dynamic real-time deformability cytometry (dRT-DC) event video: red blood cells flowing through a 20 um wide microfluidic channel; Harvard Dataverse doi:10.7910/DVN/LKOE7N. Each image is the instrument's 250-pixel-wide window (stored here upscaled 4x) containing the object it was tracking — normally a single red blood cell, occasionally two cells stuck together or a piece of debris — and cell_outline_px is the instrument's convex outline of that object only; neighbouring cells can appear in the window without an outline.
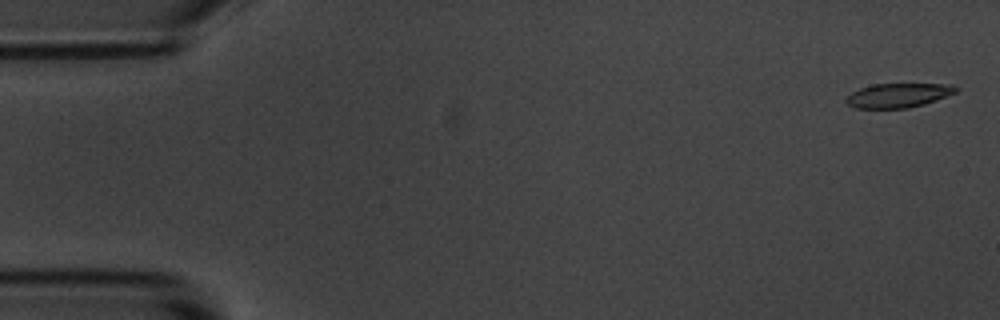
{"species": "common noctule bat (a hibernating species)", "species_latin": "Nyctalus noctula", "temperature_condition": "room temperature", "stored_images_in_passage": 5, "camera_frame_rate_fps": 3000, "um_per_image_px": 0.085, "animal": {"sex": "male", "body_mass_g": 20.1, "forearm_length_mm": 53.5}, "frame": {"image": 1, "passage_image": 1, "time_ms": 0.0, "image_size_px": [1000, 320], "cell_outline_px": [[956, 92], [924, 104], [908, 108], [856, 108], [848, 104], [844, 100], [852, 92], [860, 88], [872, 84], [952, 84], [956, 88]], "centroid_in_image_um": [76.31, 8.1], "position_along_channel_um": 8.7, "area_um2": 15.32}}
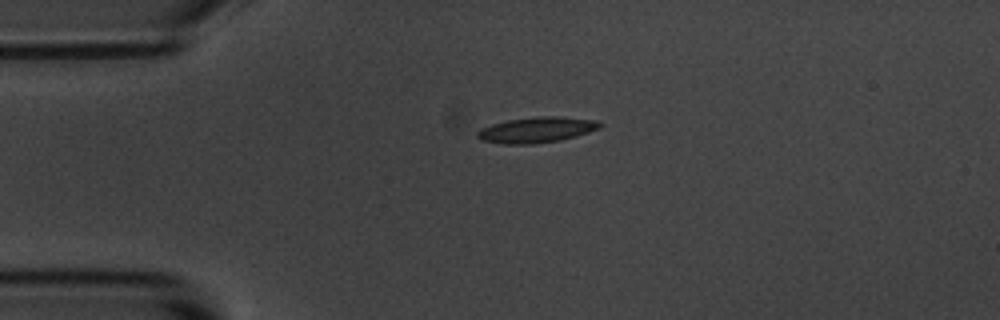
{"frame": {"image": 2, "passage_image": 4, "time_ms": 3.667, "image_size_px": [1000, 320], "cell_outline_px": [[604, 124], [600, 128], [576, 136], [560, 140], [536, 144], [504, 144], [480, 140], [476, 136], [476, 132], [480, 128], [492, 124], [508, 120], [536, 116], [560, 116], [596, 120]], "centroid_in_image_um": [45.6, 11.03], "position_along_channel_um": 39.4, "area_um2": 18.5}}